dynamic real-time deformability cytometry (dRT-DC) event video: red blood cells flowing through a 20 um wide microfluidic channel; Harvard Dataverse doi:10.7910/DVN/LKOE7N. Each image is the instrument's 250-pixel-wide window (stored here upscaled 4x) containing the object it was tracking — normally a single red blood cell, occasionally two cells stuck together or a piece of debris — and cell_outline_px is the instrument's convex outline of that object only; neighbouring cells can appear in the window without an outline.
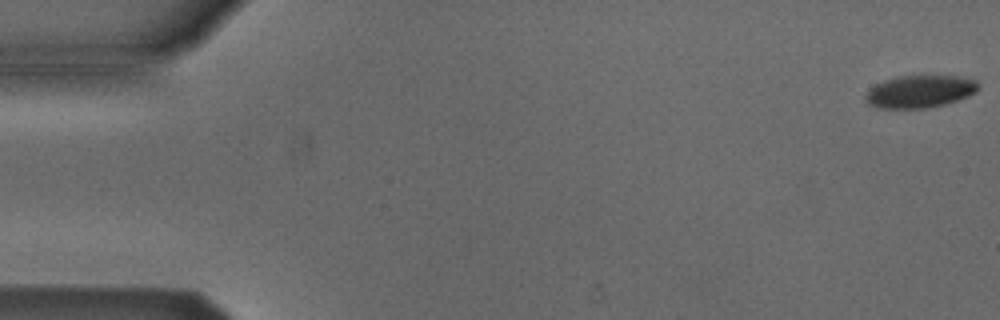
{"species": "Egyptian fruit bat (a non-hibernating species)", "species_latin": "Rousettus aegyptiacus", "temperature_condition": "cold", "stored_images_in_passage": 5, "camera_frame_rate_fps": 3000, "um_per_image_px": 0.085, "animal": {"sex": "male"}, "frame": {"image": 1, "passage_image": 1, "time_ms": 0.0, "image_size_px": [1000, 320], "cell_outline_px": [[976, 92], [968, 96], [944, 104], [924, 108], [880, 108], [868, 104], [864, 100], [864, 96], [876, 84], [884, 80], [896, 76], [956, 76], [976, 80]], "centroid_in_image_um": [78.14, 7.78], "position_along_channel_um": 6.9, "area_um2": 21.04}}
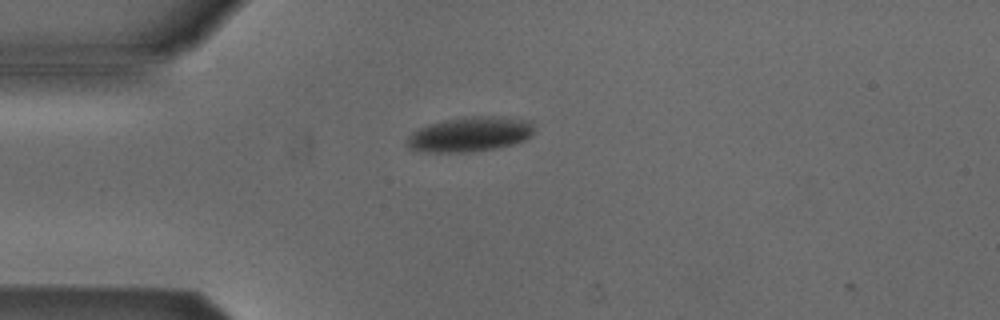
{"frame": {"image": 2, "passage_image": 4, "time_ms": 4.333, "image_size_px": [1000, 320], "cell_outline_px": [[536, 128], [532, 136], [524, 140], [512, 144], [496, 148], [472, 152], [428, 152], [408, 148], [404, 144], [408, 136], [412, 132], [428, 124], [444, 120], [464, 116], [496, 116], [532, 120], [536, 124]], "centroid_in_image_um": [39.98, 11.4], "position_along_channel_um": 45.0, "area_um2": 26.3}}